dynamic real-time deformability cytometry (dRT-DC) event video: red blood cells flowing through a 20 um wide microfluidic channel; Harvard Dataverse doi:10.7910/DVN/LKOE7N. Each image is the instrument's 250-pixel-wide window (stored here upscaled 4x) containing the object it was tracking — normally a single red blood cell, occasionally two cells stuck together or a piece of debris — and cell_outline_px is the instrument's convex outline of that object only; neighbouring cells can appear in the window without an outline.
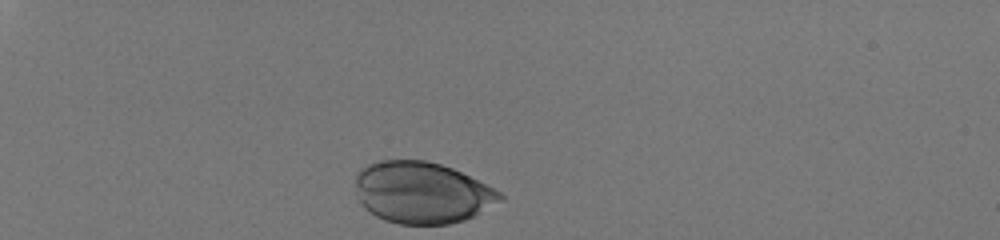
{"species": "human", "species_latin": "Homo sapiens", "temperature_condition": "room temperature", "stored_images_in_passage": 32, "camera_frame_rate_fps": 3000, "um_per_image_px": 0.085, "donor": {"sex": "male"}, "frame": {"image": 1, "passage_image": 1, "time_ms": 0.0, "image_size_px": [1000, 240], "cell_outline_px": [[504, 200], [476, 216], [464, 220], [448, 224], [400, 224], [384, 220], [376, 216], [364, 208], [360, 200], [356, 184], [356, 176], [360, 168], [368, 164], [380, 160], [424, 160], [440, 164], [452, 168], [500, 192], [504, 196]], "centroid_in_image_um": [35.88, 16.38], "position_along_channel_um": 49.1, "area_um2": 51.79}}
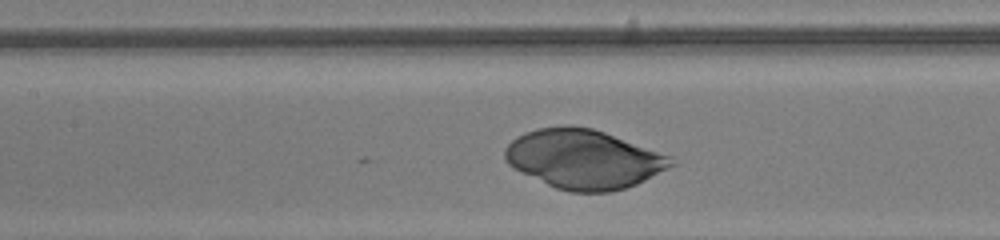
{"frame": {"image": 2, "passage_image": 14, "time_ms": 4.333, "image_size_px": [1000, 240], "cell_outline_px": [[676, 164], [628, 188], [608, 192], [568, 192], [556, 188], [512, 168], [504, 160], [504, 148], [516, 136], [524, 132], [536, 128], [564, 124], [572, 124], [592, 128], [604, 132], [668, 156]], "centroid_in_image_um": [49.53, 13.51], "position_along_channel_um": 157.9, "area_um2": 57.22}}
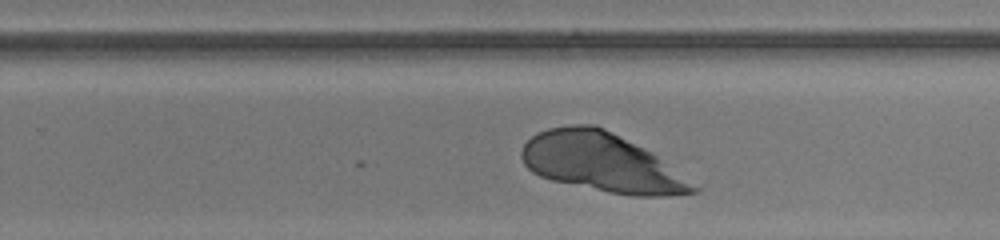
{"frame": {"image": 3, "passage_image": 23, "time_ms": 7.333, "image_size_px": [1000, 240], "cell_outline_px": [[700, 192], [672, 196], [636, 196], [608, 192], [552, 180], [540, 176], [532, 172], [524, 164], [520, 156], [520, 152], [524, 144], [536, 132], [548, 128], [572, 124], [596, 124], [652, 152], [700, 188]], "centroid_in_image_um": [51.14, 13.8], "position_along_channel_um": 278.7, "area_um2": 58.9}}